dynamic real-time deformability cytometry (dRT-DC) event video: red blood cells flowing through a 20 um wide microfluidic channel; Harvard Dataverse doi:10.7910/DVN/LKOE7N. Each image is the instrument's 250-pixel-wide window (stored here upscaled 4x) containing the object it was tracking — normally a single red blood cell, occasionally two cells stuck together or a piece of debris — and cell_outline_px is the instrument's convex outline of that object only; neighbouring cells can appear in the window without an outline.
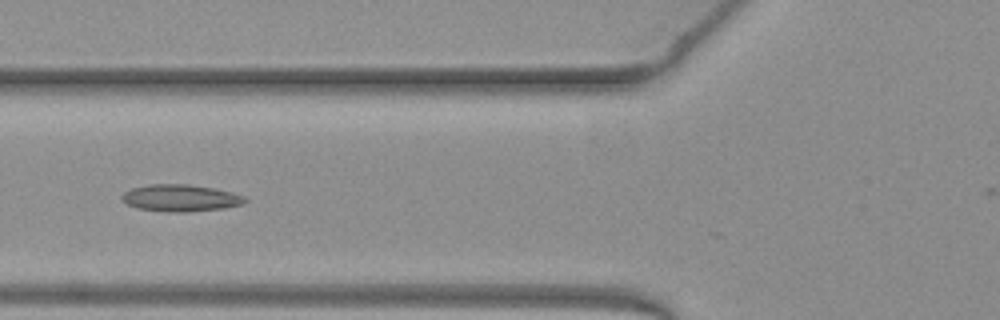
{"species": "common noctule bat (a hibernating species)", "species_latin": "Nyctalus noctula", "temperature_condition": "warm", "stored_images_in_passage": 15, "camera_frame_rate_fps": 3000, "um_per_image_px": 0.085, "animal": {"sex": "female", "body_mass_g": 19.3, "forearm_length_mm": 54.1}, "frame": {"image": 1, "passage_image": 7, "time_ms": 2.0, "image_size_px": [1000, 320], "cell_outline_px": [[248, 200], [244, 204], [224, 208], [188, 212], [164, 212], [136, 208], [128, 204], [120, 196], [124, 192], [132, 188], [148, 184], [188, 184], [216, 188], [232, 192], [244, 196]], "centroid_in_image_um": [15.37, 16.83], "position_along_channel_um": 110.4, "area_um2": 19.54}}
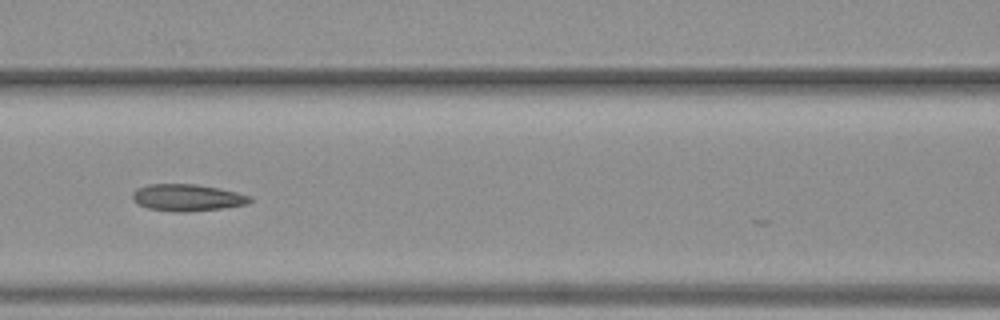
{"frame": {"image": 2, "passage_image": 10, "time_ms": 3.0, "image_size_px": [1000, 320], "cell_outline_px": [[252, 200], [248, 204], [224, 208], [188, 212], [176, 212], [148, 208], [140, 204], [132, 196], [132, 192], [136, 188], [148, 184], [196, 184], [220, 188], [252, 196]], "centroid_in_image_um": [15.96, 16.79], "position_along_channel_um": 150.6, "area_um2": 18.44}}